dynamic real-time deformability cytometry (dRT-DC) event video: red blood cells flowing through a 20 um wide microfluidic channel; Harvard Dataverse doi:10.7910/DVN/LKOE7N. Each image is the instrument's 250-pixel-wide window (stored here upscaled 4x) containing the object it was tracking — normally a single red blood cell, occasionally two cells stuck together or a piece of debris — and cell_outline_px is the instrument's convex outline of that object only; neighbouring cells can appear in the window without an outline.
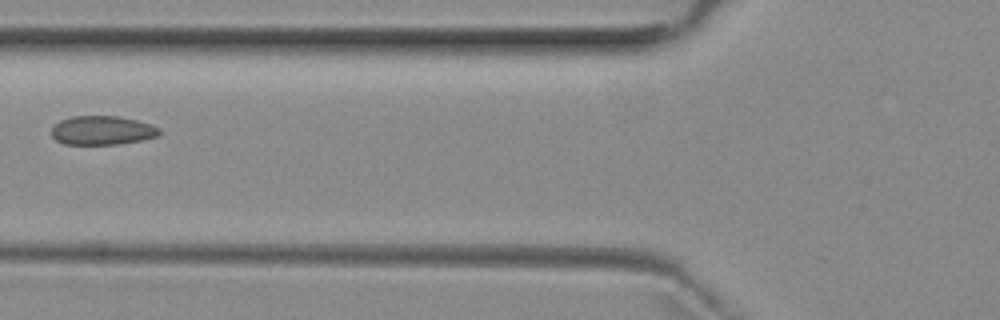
{"species": "common noctule bat (a hibernating species)", "species_latin": "Nyctalus noctula", "temperature_condition": "room temperature", "stored_images_in_passage": 5, "camera_frame_rate_fps": 3000, "um_per_image_px": 0.085, "animal": {"sex": "female", "body_mass_g": 29.2, "forearm_length_mm": 56.3}, "frame": {"image": 1, "passage_image": 5, "time_ms": 4.667, "image_size_px": [1000, 320], "cell_outline_px": [[160, 136], [120, 144], [64, 144], [56, 140], [52, 136], [52, 128], [60, 120], [72, 116], [116, 116], [136, 120], [152, 124], [160, 128]], "centroid_in_image_um": [8.71, 11.08], "position_along_channel_um": 117.1, "area_um2": 18.21}}